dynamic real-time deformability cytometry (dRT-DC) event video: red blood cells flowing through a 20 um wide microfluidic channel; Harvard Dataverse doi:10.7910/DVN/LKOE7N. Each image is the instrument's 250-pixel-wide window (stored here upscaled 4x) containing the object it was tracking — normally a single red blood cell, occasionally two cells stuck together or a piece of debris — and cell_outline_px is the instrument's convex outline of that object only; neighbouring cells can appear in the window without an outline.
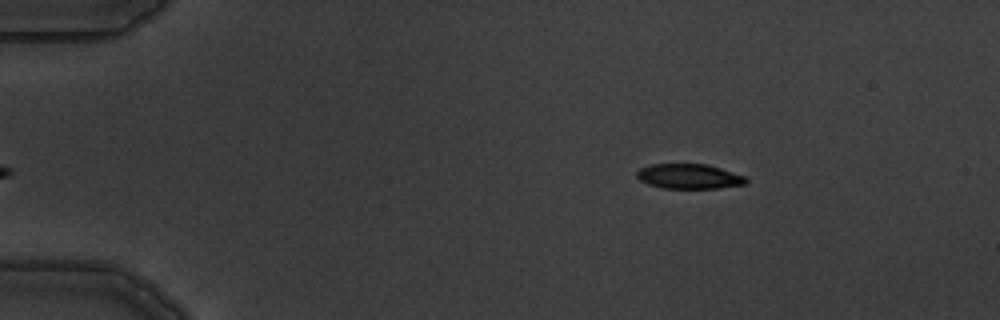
{"species": "common noctule bat (a hibernating species)", "species_latin": "Nyctalus noctula", "temperature_condition": "warm", "stored_images_in_passage": 4, "camera_frame_rate_fps": 3000, "um_per_image_px": 0.085, "animal": {"sex": "male", "body_mass_g": 19.5, "forearm_length_mm": 54.6}, "frame": {"image": 1, "passage_image": 4, "time_ms": 3.667, "image_size_px": [1000, 320], "cell_outline_px": [[748, 180], [744, 184], [716, 188], [660, 188], [648, 184], [640, 180], [636, 176], [636, 172], [640, 168], [648, 164], [708, 164], [744, 176]], "centroid_in_image_um": [58.52, 14.98], "position_along_channel_um": 26.5, "area_um2": 15.78}}